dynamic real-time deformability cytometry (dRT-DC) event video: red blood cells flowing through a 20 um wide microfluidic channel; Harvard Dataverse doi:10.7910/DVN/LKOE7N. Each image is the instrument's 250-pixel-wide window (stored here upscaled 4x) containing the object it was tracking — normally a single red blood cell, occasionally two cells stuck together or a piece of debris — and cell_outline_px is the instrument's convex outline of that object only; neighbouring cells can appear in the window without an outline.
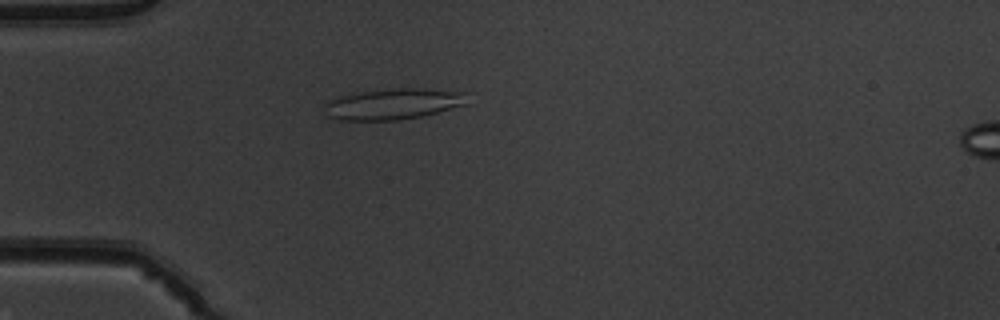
{"species": "common noctule bat (a hibernating species)", "species_latin": "Nyctalus noctula", "temperature_condition": "warm", "stored_images_in_passage": 52, "camera_frame_rate_fps": 3000, "um_per_image_px": 0.085, "animal": {"sex": "male", "body_mass_g": 19.5, "forearm_length_mm": 54.6}, "frame": {"image": 1, "passage_image": 15, "time_ms": 4.667, "image_size_px": [1000, 320], "cell_outline_px": [[468, 104], [420, 116], [400, 120], [340, 120], [328, 116], [324, 104], [328, 100], [340, 96], [356, 92], [396, 88], [424, 88], [468, 92]], "centroid_in_image_um": [33.46, 8.82], "position_along_channel_um": 51.5, "area_um2": 25.89}}
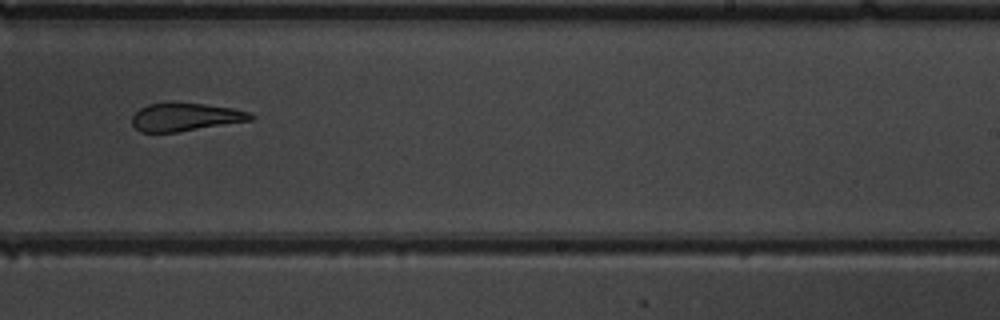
{"frame": {"image": 2, "passage_image": 33, "time_ms": 10.667, "image_size_px": [1000, 320], "cell_outline_px": [[256, 116], [252, 120], [176, 132], [140, 132], [132, 124], [132, 116], [140, 108], [148, 104], [204, 104], [232, 108], [248, 112]], "centroid_in_image_um": [15.76, 9.96], "position_along_channel_um": 273.2, "area_um2": 18.9}}
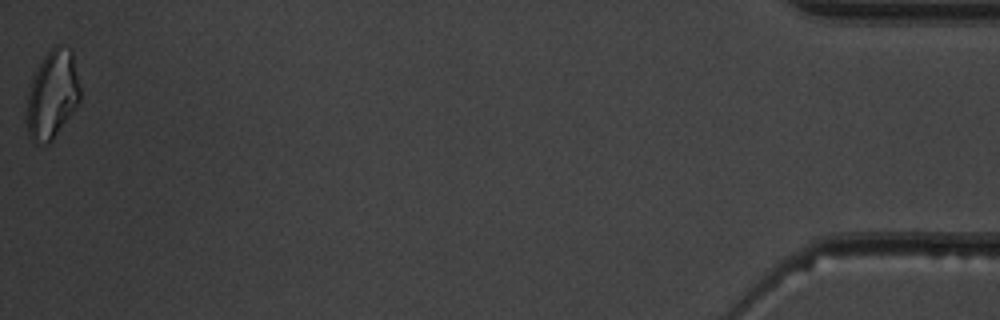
{"frame": {"image": 3, "passage_image": 52, "time_ms": 17.0, "image_size_px": [1000, 320], "cell_outline_px": [[80, 100], [76, 108], [52, 140], [48, 144], [36, 144], [28, 136], [28, 92], [32, 80], [44, 56], [56, 44], [60, 44], [72, 48], [80, 88]], "centroid_in_image_um": [4.48, 8.03], "position_along_channel_um": 430.7, "area_um2": 27.28}, "authors_computed_cell_mechanics": {"area_um2": 22.6287, "velocity_mm_per_s": 3.9153, "shape_relaxation_time_tau1_ms": null, "shape_relaxation_time_tau2_ms": 3.1677, "deformation_change_tau1": null, "deformation_change_tau2": 0.1324}}